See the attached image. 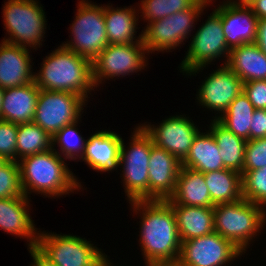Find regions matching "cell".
<instances>
[{
  "mask_svg": "<svg viewBox=\"0 0 266 266\" xmlns=\"http://www.w3.org/2000/svg\"><path fill=\"white\" fill-rule=\"evenodd\" d=\"M153 266H177V265H153Z\"/></svg>",
  "mask_w": 266,
  "mask_h": 266,
  "instance_id": "obj_46",
  "label": "cell"
},
{
  "mask_svg": "<svg viewBox=\"0 0 266 266\" xmlns=\"http://www.w3.org/2000/svg\"><path fill=\"white\" fill-rule=\"evenodd\" d=\"M254 0H240L239 3L238 2H231V3H234V4H237V5H249L253 2Z\"/></svg>",
  "mask_w": 266,
  "mask_h": 266,
  "instance_id": "obj_43",
  "label": "cell"
},
{
  "mask_svg": "<svg viewBox=\"0 0 266 266\" xmlns=\"http://www.w3.org/2000/svg\"><path fill=\"white\" fill-rule=\"evenodd\" d=\"M209 132L217 143L224 167L242 173L247 140L229 131L217 119L213 120Z\"/></svg>",
  "mask_w": 266,
  "mask_h": 266,
  "instance_id": "obj_26",
  "label": "cell"
},
{
  "mask_svg": "<svg viewBox=\"0 0 266 266\" xmlns=\"http://www.w3.org/2000/svg\"><path fill=\"white\" fill-rule=\"evenodd\" d=\"M78 8L71 27L74 42L62 44V46L92 62L109 44L104 6L100 7L82 0Z\"/></svg>",
  "mask_w": 266,
  "mask_h": 266,
  "instance_id": "obj_7",
  "label": "cell"
},
{
  "mask_svg": "<svg viewBox=\"0 0 266 266\" xmlns=\"http://www.w3.org/2000/svg\"><path fill=\"white\" fill-rule=\"evenodd\" d=\"M54 150L52 148L20 159V183L26 197L30 190L56 197L81 186L68 170L64 158Z\"/></svg>",
  "mask_w": 266,
  "mask_h": 266,
  "instance_id": "obj_3",
  "label": "cell"
},
{
  "mask_svg": "<svg viewBox=\"0 0 266 266\" xmlns=\"http://www.w3.org/2000/svg\"><path fill=\"white\" fill-rule=\"evenodd\" d=\"M143 41L130 44H108L92 61L93 83L97 87L103 78L128 75L143 69L145 63ZM139 69V70H138Z\"/></svg>",
  "mask_w": 266,
  "mask_h": 266,
  "instance_id": "obj_12",
  "label": "cell"
},
{
  "mask_svg": "<svg viewBox=\"0 0 266 266\" xmlns=\"http://www.w3.org/2000/svg\"><path fill=\"white\" fill-rule=\"evenodd\" d=\"M225 64L243 83L266 80V55L255 43L242 44L231 49Z\"/></svg>",
  "mask_w": 266,
  "mask_h": 266,
  "instance_id": "obj_23",
  "label": "cell"
},
{
  "mask_svg": "<svg viewBox=\"0 0 266 266\" xmlns=\"http://www.w3.org/2000/svg\"><path fill=\"white\" fill-rule=\"evenodd\" d=\"M111 264L108 263V259H107V256H105L103 254L101 260H100V263H99V266H110Z\"/></svg>",
  "mask_w": 266,
  "mask_h": 266,
  "instance_id": "obj_42",
  "label": "cell"
},
{
  "mask_svg": "<svg viewBox=\"0 0 266 266\" xmlns=\"http://www.w3.org/2000/svg\"><path fill=\"white\" fill-rule=\"evenodd\" d=\"M0 45V87L25 86L34 82L29 49L2 40ZM33 74V75H32Z\"/></svg>",
  "mask_w": 266,
  "mask_h": 266,
  "instance_id": "obj_18",
  "label": "cell"
},
{
  "mask_svg": "<svg viewBox=\"0 0 266 266\" xmlns=\"http://www.w3.org/2000/svg\"><path fill=\"white\" fill-rule=\"evenodd\" d=\"M204 179L214 205L234 202L243 197L242 174L235 170L224 168L206 172Z\"/></svg>",
  "mask_w": 266,
  "mask_h": 266,
  "instance_id": "obj_27",
  "label": "cell"
},
{
  "mask_svg": "<svg viewBox=\"0 0 266 266\" xmlns=\"http://www.w3.org/2000/svg\"><path fill=\"white\" fill-rule=\"evenodd\" d=\"M133 134L130 147L126 151L123 140L120 146L119 166L123 165L125 192L130 202L149 200V161L152 139L139 126Z\"/></svg>",
  "mask_w": 266,
  "mask_h": 266,
  "instance_id": "obj_6",
  "label": "cell"
},
{
  "mask_svg": "<svg viewBox=\"0 0 266 266\" xmlns=\"http://www.w3.org/2000/svg\"><path fill=\"white\" fill-rule=\"evenodd\" d=\"M18 124L0 120V156L6 161H17L16 145H17Z\"/></svg>",
  "mask_w": 266,
  "mask_h": 266,
  "instance_id": "obj_36",
  "label": "cell"
},
{
  "mask_svg": "<svg viewBox=\"0 0 266 266\" xmlns=\"http://www.w3.org/2000/svg\"><path fill=\"white\" fill-rule=\"evenodd\" d=\"M192 39L185 60L180 66L182 71L191 75L222 56L221 54H226L229 58L230 49L223 33L221 17L216 11L208 17Z\"/></svg>",
  "mask_w": 266,
  "mask_h": 266,
  "instance_id": "obj_11",
  "label": "cell"
},
{
  "mask_svg": "<svg viewBox=\"0 0 266 266\" xmlns=\"http://www.w3.org/2000/svg\"><path fill=\"white\" fill-rule=\"evenodd\" d=\"M37 3L35 0H8L6 2L3 17L4 26L6 25L5 29L10 33V38L4 41L25 48L41 44L40 40L46 29V19L41 5Z\"/></svg>",
  "mask_w": 266,
  "mask_h": 266,
  "instance_id": "obj_8",
  "label": "cell"
},
{
  "mask_svg": "<svg viewBox=\"0 0 266 266\" xmlns=\"http://www.w3.org/2000/svg\"><path fill=\"white\" fill-rule=\"evenodd\" d=\"M22 195L19 162L7 161L0 168V199Z\"/></svg>",
  "mask_w": 266,
  "mask_h": 266,
  "instance_id": "obj_34",
  "label": "cell"
},
{
  "mask_svg": "<svg viewBox=\"0 0 266 266\" xmlns=\"http://www.w3.org/2000/svg\"><path fill=\"white\" fill-rule=\"evenodd\" d=\"M170 205L175 213L181 243L214 232V207Z\"/></svg>",
  "mask_w": 266,
  "mask_h": 266,
  "instance_id": "obj_24",
  "label": "cell"
},
{
  "mask_svg": "<svg viewBox=\"0 0 266 266\" xmlns=\"http://www.w3.org/2000/svg\"><path fill=\"white\" fill-rule=\"evenodd\" d=\"M172 116L164 120L159 127L142 125L154 145L165 149L182 162L189 153L194 138L200 132L198 127L184 116Z\"/></svg>",
  "mask_w": 266,
  "mask_h": 266,
  "instance_id": "obj_14",
  "label": "cell"
},
{
  "mask_svg": "<svg viewBox=\"0 0 266 266\" xmlns=\"http://www.w3.org/2000/svg\"><path fill=\"white\" fill-rule=\"evenodd\" d=\"M76 123H78V121L66 125L61 130H59L54 136H52V142H54L53 145L57 142L58 145L61 147V152L62 154H64V157L70 160L78 159L77 157L79 156V158H81L84 153L86 143V140H84L76 130Z\"/></svg>",
  "mask_w": 266,
  "mask_h": 266,
  "instance_id": "obj_33",
  "label": "cell"
},
{
  "mask_svg": "<svg viewBox=\"0 0 266 266\" xmlns=\"http://www.w3.org/2000/svg\"><path fill=\"white\" fill-rule=\"evenodd\" d=\"M34 82L47 91L70 92L85 101L93 87L92 62L63 46L58 47L43 61Z\"/></svg>",
  "mask_w": 266,
  "mask_h": 266,
  "instance_id": "obj_2",
  "label": "cell"
},
{
  "mask_svg": "<svg viewBox=\"0 0 266 266\" xmlns=\"http://www.w3.org/2000/svg\"><path fill=\"white\" fill-rule=\"evenodd\" d=\"M250 126V140L266 137V109H255Z\"/></svg>",
  "mask_w": 266,
  "mask_h": 266,
  "instance_id": "obj_38",
  "label": "cell"
},
{
  "mask_svg": "<svg viewBox=\"0 0 266 266\" xmlns=\"http://www.w3.org/2000/svg\"><path fill=\"white\" fill-rule=\"evenodd\" d=\"M39 93L35 82L5 89L0 120L15 124L33 122Z\"/></svg>",
  "mask_w": 266,
  "mask_h": 266,
  "instance_id": "obj_21",
  "label": "cell"
},
{
  "mask_svg": "<svg viewBox=\"0 0 266 266\" xmlns=\"http://www.w3.org/2000/svg\"><path fill=\"white\" fill-rule=\"evenodd\" d=\"M243 91V81L225 64L202 83L198 92L201 105L224 113Z\"/></svg>",
  "mask_w": 266,
  "mask_h": 266,
  "instance_id": "obj_15",
  "label": "cell"
},
{
  "mask_svg": "<svg viewBox=\"0 0 266 266\" xmlns=\"http://www.w3.org/2000/svg\"><path fill=\"white\" fill-rule=\"evenodd\" d=\"M52 136L34 122L18 124L16 156L24 158L53 148Z\"/></svg>",
  "mask_w": 266,
  "mask_h": 266,
  "instance_id": "obj_30",
  "label": "cell"
},
{
  "mask_svg": "<svg viewBox=\"0 0 266 266\" xmlns=\"http://www.w3.org/2000/svg\"><path fill=\"white\" fill-rule=\"evenodd\" d=\"M206 2L198 0L189 9L176 12L163 19L148 23L142 34L143 45L150 51L174 49L189 35L194 19L199 17Z\"/></svg>",
  "mask_w": 266,
  "mask_h": 266,
  "instance_id": "obj_9",
  "label": "cell"
},
{
  "mask_svg": "<svg viewBox=\"0 0 266 266\" xmlns=\"http://www.w3.org/2000/svg\"><path fill=\"white\" fill-rule=\"evenodd\" d=\"M4 92H5V89L0 87V115H1V107H2Z\"/></svg>",
  "mask_w": 266,
  "mask_h": 266,
  "instance_id": "obj_44",
  "label": "cell"
},
{
  "mask_svg": "<svg viewBox=\"0 0 266 266\" xmlns=\"http://www.w3.org/2000/svg\"><path fill=\"white\" fill-rule=\"evenodd\" d=\"M198 0H142L143 18L150 23L192 7Z\"/></svg>",
  "mask_w": 266,
  "mask_h": 266,
  "instance_id": "obj_31",
  "label": "cell"
},
{
  "mask_svg": "<svg viewBox=\"0 0 266 266\" xmlns=\"http://www.w3.org/2000/svg\"><path fill=\"white\" fill-rule=\"evenodd\" d=\"M32 258L34 259V264L32 266H43V260L34 252H30Z\"/></svg>",
  "mask_w": 266,
  "mask_h": 266,
  "instance_id": "obj_41",
  "label": "cell"
},
{
  "mask_svg": "<svg viewBox=\"0 0 266 266\" xmlns=\"http://www.w3.org/2000/svg\"><path fill=\"white\" fill-rule=\"evenodd\" d=\"M169 204L194 207H214L204 179V173L181 166L177 177L176 190L166 200Z\"/></svg>",
  "mask_w": 266,
  "mask_h": 266,
  "instance_id": "obj_22",
  "label": "cell"
},
{
  "mask_svg": "<svg viewBox=\"0 0 266 266\" xmlns=\"http://www.w3.org/2000/svg\"><path fill=\"white\" fill-rule=\"evenodd\" d=\"M33 250L50 266H99L101 251L84 238L72 235L37 233Z\"/></svg>",
  "mask_w": 266,
  "mask_h": 266,
  "instance_id": "obj_5",
  "label": "cell"
},
{
  "mask_svg": "<svg viewBox=\"0 0 266 266\" xmlns=\"http://www.w3.org/2000/svg\"><path fill=\"white\" fill-rule=\"evenodd\" d=\"M248 6L258 19L266 18V0H254Z\"/></svg>",
  "mask_w": 266,
  "mask_h": 266,
  "instance_id": "obj_40",
  "label": "cell"
},
{
  "mask_svg": "<svg viewBox=\"0 0 266 266\" xmlns=\"http://www.w3.org/2000/svg\"><path fill=\"white\" fill-rule=\"evenodd\" d=\"M7 161L0 156V168L3 166Z\"/></svg>",
  "mask_w": 266,
  "mask_h": 266,
  "instance_id": "obj_45",
  "label": "cell"
},
{
  "mask_svg": "<svg viewBox=\"0 0 266 266\" xmlns=\"http://www.w3.org/2000/svg\"><path fill=\"white\" fill-rule=\"evenodd\" d=\"M219 148L213 137L208 133H198L186 158L181 162L182 166L206 173L224 169Z\"/></svg>",
  "mask_w": 266,
  "mask_h": 266,
  "instance_id": "obj_25",
  "label": "cell"
},
{
  "mask_svg": "<svg viewBox=\"0 0 266 266\" xmlns=\"http://www.w3.org/2000/svg\"><path fill=\"white\" fill-rule=\"evenodd\" d=\"M243 253L219 233L182 242L177 266H222Z\"/></svg>",
  "mask_w": 266,
  "mask_h": 266,
  "instance_id": "obj_13",
  "label": "cell"
},
{
  "mask_svg": "<svg viewBox=\"0 0 266 266\" xmlns=\"http://www.w3.org/2000/svg\"><path fill=\"white\" fill-rule=\"evenodd\" d=\"M134 8L114 9L104 6V20L109 44H130L142 41V34L137 41L134 40L136 33V11Z\"/></svg>",
  "mask_w": 266,
  "mask_h": 266,
  "instance_id": "obj_28",
  "label": "cell"
},
{
  "mask_svg": "<svg viewBox=\"0 0 266 266\" xmlns=\"http://www.w3.org/2000/svg\"><path fill=\"white\" fill-rule=\"evenodd\" d=\"M181 162L165 149L152 145L149 161V200H167L176 190Z\"/></svg>",
  "mask_w": 266,
  "mask_h": 266,
  "instance_id": "obj_17",
  "label": "cell"
},
{
  "mask_svg": "<svg viewBox=\"0 0 266 266\" xmlns=\"http://www.w3.org/2000/svg\"><path fill=\"white\" fill-rule=\"evenodd\" d=\"M27 204H29L28 197L24 194L0 199V228L7 233L30 239L29 252H32L36 248L38 235L26 210V206H29Z\"/></svg>",
  "mask_w": 266,
  "mask_h": 266,
  "instance_id": "obj_20",
  "label": "cell"
},
{
  "mask_svg": "<svg viewBox=\"0 0 266 266\" xmlns=\"http://www.w3.org/2000/svg\"><path fill=\"white\" fill-rule=\"evenodd\" d=\"M43 266H50V265H47V264L43 261Z\"/></svg>",
  "mask_w": 266,
  "mask_h": 266,
  "instance_id": "obj_48",
  "label": "cell"
},
{
  "mask_svg": "<svg viewBox=\"0 0 266 266\" xmlns=\"http://www.w3.org/2000/svg\"><path fill=\"white\" fill-rule=\"evenodd\" d=\"M254 111V106L242 91L229 105L223 115L216 119L235 135L245 140H250V126Z\"/></svg>",
  "mask_w": 266,
  "mask_h": 266,
  "instance_id": "obj_29",
  "label": "cell"
},
{
  "mask_svg": "<svg viewBox=\"0 0 266 266\" xmlns=\"http://www.w3.org/2000/svg\"><path fill=\"white\" fill-rule=\"evenodd\" d=\"M243 92L255 109H266V80L243 83Z\"/></svg>",
  "mask_w": 266,
  "mask_h": 266,
  "instance_id": "obj_37",
  "label": "cell"
},
{
  "mask_svg": "<svg viewBox=\"0 0 266 266\" xmlns=\"http://www.w3.org/2000/svg\"><path fill=\"white\" fill-rule=\"evenodd\" d=\"M202 1H204V2H206V3H209V2H210V0H202Z\"/></svg>",
  "mask_w": 266,
  "mask_h": 266,
  "instance_id": "obj_47",
  "label": "cell"
},
{
  "mask_svg": "<svg viewBox=\"0 0 266 266\" xmlns=\"http://www.w3.org/2000/svg\"><path fill=\"white\" fill-rule=\"evenodd\" d=\"M266 166V137L247 140L242 175Z\"/></svg>",
  "mask_w": 266,
  "mask_h": 266,
  "instance_id": "obj_35",
  "label": "cell"
},
{
  "mask_svg": "<svg viewBox=\"0 0 266 266\" xmlns=\"http://www.w3.org/2000/svg\"><path fill=\"white\" fill-rule=\"evenodd\" d=\"M122 138L111 131H98L86 140L81 159L93 170L111 171L119 167Z\"/></svg>",
  "mask_w": 266,
  "mask_h": 266,
  "instance_id": "obj_19",
  "label": "cell"
},
{
  "mask_svg": "<svg viewBox=\"0 0 266 266\" xmlns=\"http://www.w3.org/2000/svg\"><path fill=\"white\" fill-rule=\"evenodd\" d=\"M264 220L266 213L262 206L243 197L214 206V231L242 252L246 250L250 239L263 227Z\"/></svg>",
  "mask_w": 266,
  "mask_h": 266,
  "instance_id": "obj_4",
  "label": "cell"
},
{
  "mask_svg": "<svg viewBox=\"0 0 266 266\" xmlns=\"http://www.w3.org/2000/svg\"><path fill=\"white\" fill-rule=\"evenodd\" d=\"M135 212L142 210L141 247L147 266L176 265L181 240L173 208L166 200L132 201Z\"/></svg>",
  "mask_w": 266,
  "mask_h": 266,
  "instance_id": "obj_1",
  "label": "cell"
},
{
  "mask_svg": "<svg viewBox=\"0 0 266 266\" xmlns=\"http://www.w3.org/2000/svg\"><path fill=\"white\" fill-rule=\"evenodd\" d=\"M215 11L221 17L223 33L230 50L242 44L255 43L258 18L249 6L227 1Z\"/></svg>",
  "mask_w": 266,
  "mask_h": 266,
  "instance_id": "obj_16",
  "label": "cell"
},
{
  "mask_svg": "<svg viewBox=\"0 0 266 266\" xmlns=\"http://www.w3.org/2000/svg\"><path fill=\"white\" fill-rule=\"evenodd\" d=\"M242 195L254 204L266 205V166L242 175Z\"/></svg>",
  "mask_w": 266,
  "mask_h": 266,
  "instance_id": "obj_32",
  "label": "cell"
},
{
  "mask_svg": "<svg viewBox=\"0 0 266 266\" xmlns=\"http://www.w3.org/2000/svg\"><path fill=\"white\" fill-rule=\"evenodd\" d=\"M255 44L266 55V18L258 19Z\"/></svg>",
  "mask_w": 266,
  "mask_h": 266,
  "instance_id": "obj_39",
  "label": "cell"
},
{
  "mask_svg": "<svg viewBox=\"0 0 266 266\" xmlns=\"http://www.w3.org/2000/svg\"><path fill=\"white\" fill-rule=\"evenodd\" d=\"M84 104L85 100L77 94L40 89L33 122L54 136L79 120Z\"/></svg>",
  "mask_w": 266,
  "mask_h": 266,
  "instance_id": "obj_10",
  "label": "cell"
}]
</instances>
